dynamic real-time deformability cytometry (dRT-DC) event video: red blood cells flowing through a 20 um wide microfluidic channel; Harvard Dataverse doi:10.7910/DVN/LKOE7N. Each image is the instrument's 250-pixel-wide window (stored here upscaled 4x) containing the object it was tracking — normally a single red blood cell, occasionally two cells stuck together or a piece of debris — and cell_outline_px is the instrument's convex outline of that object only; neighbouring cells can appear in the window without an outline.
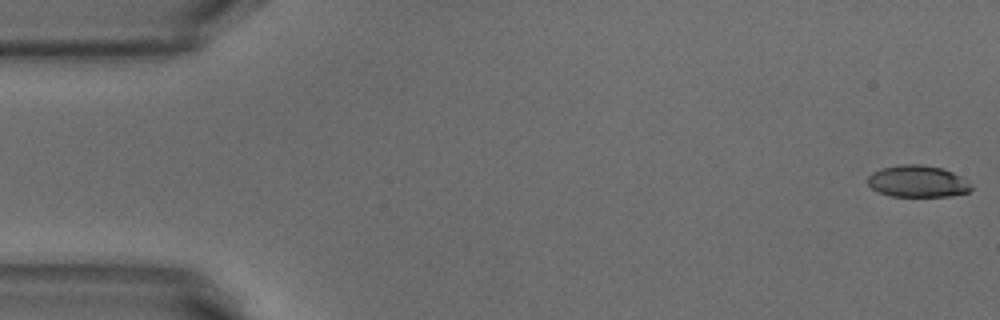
{"species": "common noctule bat (a hibernating species)", "species_latin": "Nyctalus noctula", "temperature_condition": "warm", "stored_images_in_passage": 52, "camera_frame_rate_fps": 3000, "um_per_image_px": 0.085, "animal": {"sex": "male", "body_mass_g": 18.8}, "frame": {"image": 1, "passage_image": 1, "time_ms": 0.0, "image_size_px": [1000, 320], "cell_outline_px": [[972, 188], [968, 192], [948, 196], [892, 196], [880, 192], [872, 188], [868, 184], [868, 176], [872, 172], [880, 168], [900, 164], [920, 164], [940, 168], [952, 172], [968, 180], [972, 184]], "centroid_in_image_um": [78.0, 15.4], "position_along_channel_um": 7.0, "area_um2": 19.13}}
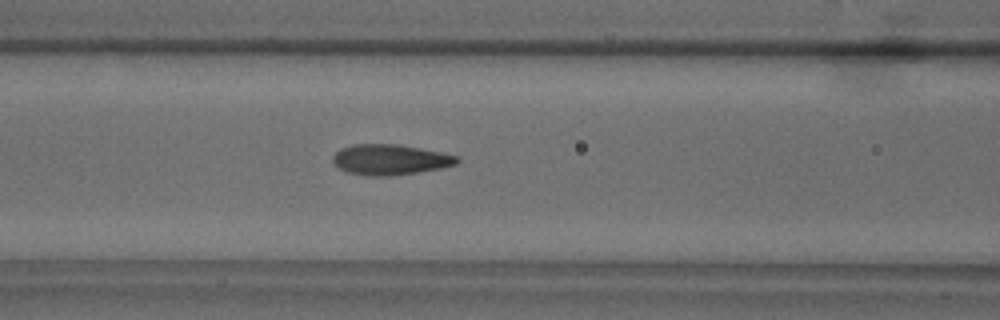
{"frame": {"image": 2, "passage_image": 21, "time_ms": 6.667, "image_size_px": [1000, 320], "cell_outline_px": [[460, 160], [456, 164], [440, 168], [416, 172], [388, 176], [368, 176], [344, 172], [332, 164], [332, 156], [340, 148], [352, 144], [396, 144], [420, 148], [440, 152], [456, 156]], "centroid_in_image_um": [33.07, 13.57], "position_along_channel_um": 133.5, "area_um2": 22.14}}
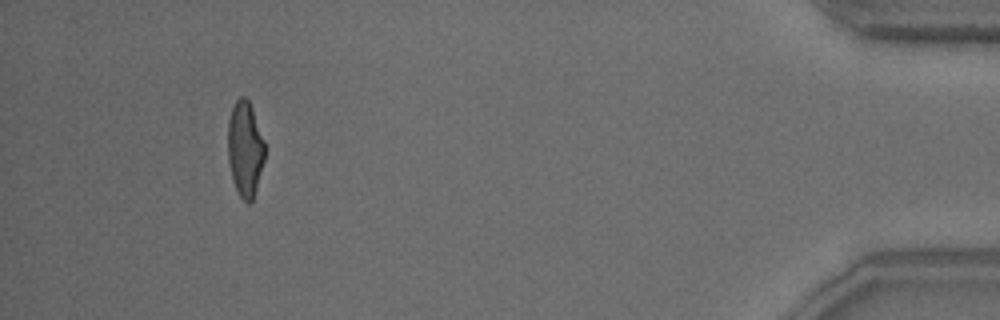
{"frame": {"image": 3, "passage_image": 48, "time_ms": 15.667, "image_size_px": [1000, 320], "cell_outline_px": [[264, 160], [256, 188], [252, 200], [248, 204], [240, 196], [232, 180], [228, 160], [228, 120], [232, 108], [236, 100], [240, 96], [244, 96], [248, 100], [252, 108], [264, 140]], "centroid_in_image_um": [20.82, 12.64], "position_along_channel_um": 414.4, "area_um2": 20.35}, "authors_computed_cell_mechanics": {"area_um2": 21.3571, "velocity_mm_per_s": 3.8821, "shape_relaxation_time_tau1_ms": 5.055, "shape_relaxation_time_tau2_ms": 0.8674, "deformation_change_tau1": 0.1857, "deformation_change_tau2": 0.0743}}